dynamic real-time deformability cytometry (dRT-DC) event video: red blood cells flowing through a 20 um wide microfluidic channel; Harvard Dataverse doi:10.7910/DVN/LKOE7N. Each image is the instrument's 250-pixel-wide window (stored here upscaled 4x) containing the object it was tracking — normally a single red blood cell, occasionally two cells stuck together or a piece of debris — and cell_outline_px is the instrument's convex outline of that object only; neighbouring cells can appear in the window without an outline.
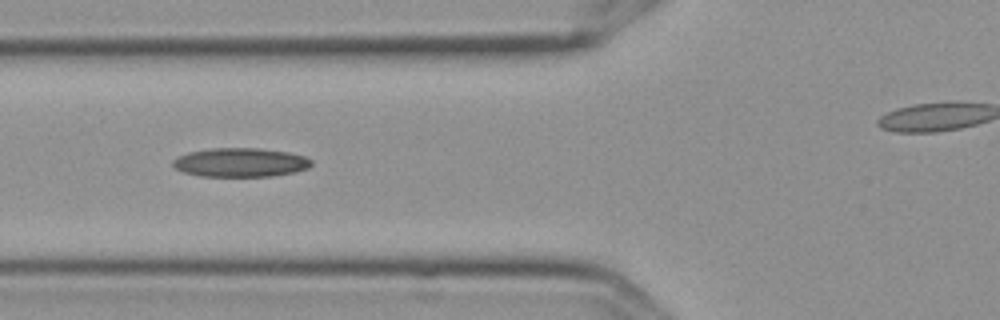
{"species": "Egyptian fruit bat (a non-hibernating species)", "species_latin": "Rousettus aegyptiacus", "temperature_condition": "cold", "stored_images_in_passage": 11, "segment_of_instrument_passage": [1, 2], "camera_frame_rate_fps": 3000, "um_per_image_px": 0.085, "frame": {"image": 1, "passage_image": 7, "time_ms": 2.0, "image_size_px": [1000, 320], "cell_outline_px": [[312, 164], [308, 168], [296, 172], [276, 176], [200, 176], [184, 172], [176, 168], [172, 164], [172, 160], [188, 152], [212, 148], [256, 148], [288, 152], [304, 156], [312, 160]], "centroid_in_image_um": [20.46, 13.81], "position_along_channel_um": 105.3, "area_um2": 23.35}}
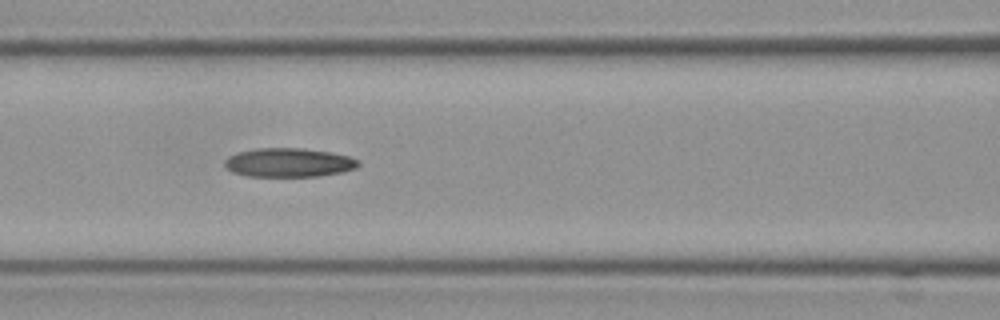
{"frame": {"image": 2, "passage_image": 8, "time_ms": 2.333, "image_size_px": [1000, 320], "cell_outline_px": [[360, 164], [356, 168], [344, 172], [316, 176], [244, 176], [232, 172], [224, 164], [224, 160], [228, 156], [236, 152], [256, 148], [304, 148], [332, 152], [348, 156], [360, 160]], "centroid_in_image_um": [24.55, 13.81], "position_along_channel_um": 142.1, "area_um2": 22.77}}
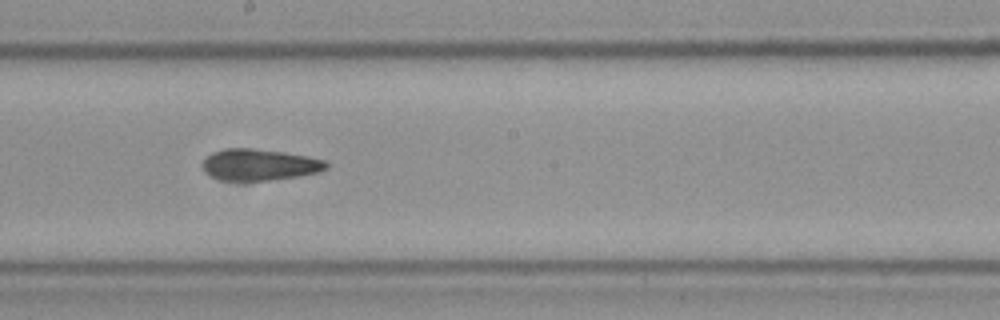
{"frame": {"image": 3, "passage_image": 10, "time_ms": 3.0, "image_size_px": [1000, 320], "cell_outline_px": [[328, 168], [320, 172], [272, 180], [220, 180], [204, 172], [200, 168], [200, 164], [212, 152], [228, 148], [252, 148], [284, 152], [308, 156], [324, 160], [328, 164]], "centroid_in_image_um": [22.03, 14.0], "position_along_channel_um": 226.2, "area_um2": 22.72}}